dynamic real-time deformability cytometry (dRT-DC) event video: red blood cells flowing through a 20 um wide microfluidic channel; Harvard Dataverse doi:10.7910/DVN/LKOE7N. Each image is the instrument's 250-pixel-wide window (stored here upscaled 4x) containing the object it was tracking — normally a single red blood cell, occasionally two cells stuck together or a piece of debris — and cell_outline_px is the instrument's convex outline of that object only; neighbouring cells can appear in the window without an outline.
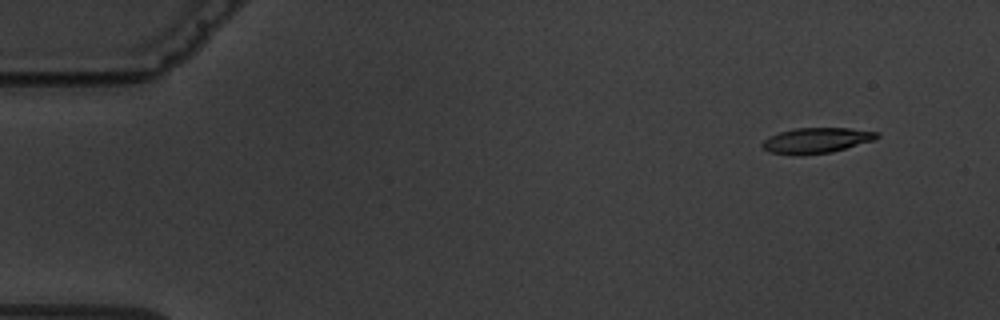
{"species": "common noctule bat (a hibernating species)", "species_latin": "Nyctalus noctula", "temperature_condition": "warm", "stored_images_in_passage": 5, "segment_of_instrument_passage": [2, 2], "camera_frame_rate_fps": 3000, "um_per_image_px": 0.085, "animal": {"sex": "male", "body_mass_g": 19.5, "forearm_length_mm": 54.6}, "frame": {"image": 1, "passage_image": 5, "time_ms": 7.667, "image_size_px": [1000, 320], "cell_outline_px": [[880, 136], [872, 140], [844, 148], [828, 152], [768, 152], [760, 144], [768, 136], [780, 132], [796, 128], [848, 128], [880, 132]], "centroid_in_image_um": [69.42, 11.87], "position_along_channel_um": 15.6, "area_um2": 16.01}}